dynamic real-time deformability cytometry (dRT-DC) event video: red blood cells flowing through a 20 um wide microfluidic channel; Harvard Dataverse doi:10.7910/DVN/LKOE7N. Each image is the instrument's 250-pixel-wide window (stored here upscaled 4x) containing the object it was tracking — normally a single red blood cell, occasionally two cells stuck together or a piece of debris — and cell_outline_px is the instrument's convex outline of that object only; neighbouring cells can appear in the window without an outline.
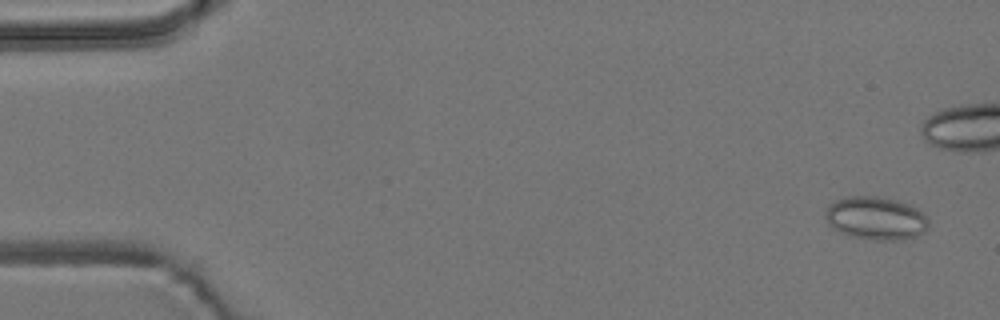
{"species": "common noctule bat (a hibernating species)", "species_latin": "Nyctalus noctula", "temperature_condition": "room temperature", "stored_images_in_passage": 6, "camera_frame_rate_fps": 3000, "um_per_image_px": 0.085, "animal": {"sex": "male", "body_mass_g": 19.2, "forearm_length_mm": 51.8}, "frame": {"image": 1, "passage_image": 1, "time_ms": 0.0, "image_size_px": [1000, 320], "cell_outline_px": [[928, 228], [924, 232], [916, 236], [900, 240], [872, 240], [852, 236], [840, 232], [832, 228], [828, 224], [824, 216], [824, 212], [828, 204], [836, 200], [848, 196], [876, 196], [896, 200], [912, 204], [924, 212], [928, 216]], "centroid_in_image_um": [74.46, 18.54], "position_along_channel_um": 10.5, "area_um2": 26.41}}